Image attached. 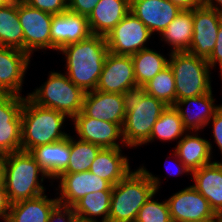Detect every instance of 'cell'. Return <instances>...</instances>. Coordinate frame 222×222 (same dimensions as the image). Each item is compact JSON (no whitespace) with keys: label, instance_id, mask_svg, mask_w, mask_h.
Wrapping results in <instances>:
<instances>
[{"label":"cell","instance_id":"21","mask_svg":"<svg viewBox=\"0 0 222 222\" xmlns=\"http://www.w3.org/2000/svg\"><path fill=\"white\" fill-rule=\"evenodd\" d=\"M212 92L213 91H210L205 95L178 100L174 104L175 109L182 119L183 126L187 131H201V129L203 130L210 124L216 110L221 106L214 103L215 99H213ZM192 105L198 106L199 110H190ZM183 106H186V109H183Z\"/></svg>","mask_w":222,"mask_h":222},{"label":"cell","instance_id":"29","mask_svg":"<svg viewBox=\"0 0 222 222\" xmlns=\"http://www.w3.org/2000/svg\"><path fill=\"white\" fill-rule=\"evenodd\" d=\"M138 86H144L169 65V59L155 49L145 48L131 55Z\"/></svg>","mask_w":222,"mask_h":222},{"label":"cell","instance_id":"37","mask_svg":"<svg viewBox=\"0 0 222 222\" xmlns=\"http://www.w3.org/2000/svg\"><path fill=\"white\" fill-rule=\"evenodd\" d=\"M100 0H68V11L89 17Z\"/></svg>","mask_w":222,"mask_h":222},{"label":"cell","instance_id":"33","mask_svg":"<svg viewBox=\"0 0 222 222\" xmlns=\"http://www.w3.org/2000/svg\"><path fill=\"white\" fill-rule=\"evenodd\" d=\"M144 88L148 95L159 99L167 106H174L176 103L175 77L169 65L146 83Z\"/></svg>","mask_w":222,"mask_h":222},{"label":"cell","instance_id":"12","mask_svg":"<svg viewBox=\"0 0 222 222\" xmlns=\"http://www.w3.org/2000/svg\"><path fill=\"white\" fill-rule=\"evenodd\" d=\"M172 222H197L222 219L211 209L209 202L192 186L166 199Z\"/></svg>","mask_w":222,"mask_h":222},{"label":"cell","instance_id":"38","mask_svg":"<svg viewBox=\"0 0 222 222\" xmlns=\"http://www.w3.org/2000/svg\"><path fill=\"white\" fill-rule=\"evenodd\" d=\"M207 62L212 70L216 67L217 64L219 65L220 68L219 72H221L220 76L222 78V23L218 30L217 41L214 50L207 59Z\"/></svg>","mask_w":222,"mask_h":222},{"label":"cell","instance_id":"31","mask_svg":"<svg viewBox=\"0 0 222 222\" xmlns=\"http://www.w3.org/2000/svg\"><path fill=\"white\" fill-rule=\"evenodd\" d=\"M186 132L178 111L174 106H167L155 122L150 138L143 145L152 143L156 139L162 142L174 141L182 138Z\"/></svg>","mask_w":222,"mask_h":222},{"label":"cell","instance_id":"2","mask_svg":"<svg viewBox=\"0 0 222 222\" xmlns=\"http://www.w3.org/2000/svg\"><path fill=\"white\" fill-rule=\"evenodd\" d=\"M162 183L143 166L113 186L108 222H135L140 208Z\"/></svg>","mask_w":222,"mask_h":222},{"label":"cell","instance_id":"46","mask_svg":"<svg viewBox=\"0 0 222 222\" xmlns=\"http://www.w3.org/2000/svg\"><path fill=\"white\" fill-rule=\"evenodd\" d=\"M222 219H209L204 221H197V222H220Z\"/></svg>","mask_w":222,"mask_h":222},{"label":"cell","instance_id":"16","mask_svg":"<svg viewBox=\"0 0 222 222\" xmlns=\"http://www.w3.org/2000/svg\"><path fill=\"white\" fill-rule=\"evenodd\" d=\"M31 57L23 50L0 46V93L22 96Z\"/></svg>","mask_w":222,"mask_h":222},{"label":"cell","instance_id":"8","mask_svg":"<svg viewBox=\"0 0 222 222\" xmlns=\"http://www.w3.org/2000/svg\"><path fill=\"white\" fill-rule=\"evenodd\" d=\"M17 12L24 34V51L32 57L35 51L51 49V21L53 14L17 1Z\"/></svg>","mask_w":222,"mask_h":222},{"label":"cell","instance_id":"20","mask_svg":"<svg viewBox=\"0 0 222 222\" xmlns=\"http://www.w3.org/2000/svg\"><path fill=\"white\" fill-rule=\"evenodd\" d=\"M190 175L195 183L192 186L209 202L215 214L222 217V161L214 160Z\"/></svg>","mask_w":222,"mask_h":222},{"label":"cell","instance_id":"3","mask_svg":"<svg viewBox=\"0 0 222 222\" xmlns=\"http://www.w3.org/2000/svg\"><path fill=\"white\" fill-rule=\"evenodd\" d=\"M122 95L126 112L122 126L123 141L128 148H136L150 138L155 122L167 105L148 95L144 86L137 85Z\"/></svg>","mask_w":222,"mask_h":222},{"label":"cell","instance_id":"40","mask_svg":"<svg viewBox=\"0 0 222 222\" xmlns=\"http://www.w3.org/2000/svg\"><path fill=\"white\" fill-rule=\"evenodd\" d=\"M11 204L5 186L2 184L0 186V218L4 222L8 220Z\"/></svg>","mask_w":222,"mask_h":222},{"label":"cell","instance_id":"35","mask_svg":"<svg viewBox=\"0 0 222 222\" xmlns=\"http://www.w3.org/2000/svg\"><path fill=\"white\" fill-rule=\"evenodd\" d=\"M30 7L53 15L68 11V0H24Z\"/></svg>","mask_w":222,"mask_h":222},{"label":"cell","instance_id":"7","mask_svg":"<svg viewBox=\"0 0 222 222\" xmlns=\"http://www.w3.org/2000/svg\"><path fill=\"white\" fill-rule=\"evenodd\" d=\"M48 75L47 81L27 96L37 105L57 110L72 119L83 109L85 92L66 74L51 71Z\"/></svg>","mask_w":222,"mask_h":222},{"label":"cell","instance_id":"30","mask_svg":"<svg viewBox=\"0 0 222 222\" xmlns=\"http://www.w3.org/2000/svg\"><path fill=\"white\" fill-rule=\"evenodd\" d=\"M0 46L24 51V34L17 12V1L0 7Z\"/></svg>","mask_w":222,"mask_h":222},{"label":"cell","instance_id":"36","mask_svg":"<svg viewBox=\"0 0 222 222\" xmlns=\"http://www.w3.org/2000/svg\"><path fill=\"white\" fill-rule=\"evenodd\" d=\"M48 222H78L73 206L57 204L50 212Z\"/></svg>","mask_w":222,"mask_h":222},{"label":"cell","instance_id":"32","mask_svg":"<svg viewBox=\"0 0 222 222\" xmlns=\"http://www.w3.org/2000/svg\"><path fill=\"white\" fill-rule=\"evenodd\" d=\"M70 135V159L67 168L62 173H80L89 171L102 147L90 142L75 139Z\"/></svg>","mask_w":222,"mask_h":222},{"label":"cell","instance_id":"42","mask_svg":"<svg viewBox=\"0 0 222 222\" xmlns=\"http://www.w3.org/2000/svg\"><path fill=\"white\" fill-rule=\"evenodd\" d=\"M172 155H174V159H176L177 160V163H179V164H177V166H176V169H177V171L175 172H173L172 170H171V172H170V169L171 168H169V174L171 175H176V176H178V175H183L184 173L185 174H191V171L184 165V163L178 158V156H177V154L173 151V154ZM166 164V163H165ZM167 165V164H166ZM168 166V165H167ZM166 166V167H167ZM170 166V165H169ZM179 166V167H178ZM167 169V168H166ZM168 171V170H167Z\"/></svg>","mask_w":222,"mask_h":222},{"label":"cell","instance_id":"13","mask_svg":"<svg viewBox=\"0 0 222 222\" xmlns=\"http://www.w3.org/2000/svg\"><path fill=\"white\" fill-rule=\"evenodd\" d=\"M137 86L131 55L107 53L96 90L105 93L123 94Z\"/></svg>","mask_w":222,"mask_h":222},{"label":"cell","instance_id":"19","mask_svg":"<svg viewBox=\"0 0 222 222\" xmlns=\"http://www.w3.org/2000/svg\"><path fill=\"white\" fill-rule=\"evenodd\" d=\"M82 111L88 117L116 123L121 128L126 114L122 94L105 93L97 90L85 93Z\"/></svg>","mask_w":222,"mask_h":222},{"label":"cell","instance_id":"44","mask_svg":"<svg viewBox=\"0 0 222 222\" xmlns=\"http://www.w3.org/2000/svg\"><path fill=\"white\" fill-rule=\"evenodd\" d=\"M3 184V164L2 158L0 156V186Z\"/></svg>","mask_w":222,"mask_h":222},{"label":"cell","instance_id":"17","mask_svg":"<svg viewBox=\"0 0 222 222\" xmlns=\"http://www.w3.org/2000/svg\"><path fill=\"white\" fill-rule=\"evenodd\" d=\"M182 10L169 0H130V12L151 32L161 35Z\"/></svg>","mask_w":222,"mask_h":222},{"label":"cell","instance_id":"41","mask_svg":"<svg viewBox=\"0 0 222 222\" xmlns=\"http://www.w3.org/2000/svg\"><path fill=\"white\" fill-rule=\"evenodd\" d=\"M181 10H192L203 4V0H169Z\"/></svg>","mask_w":222,"mask_h":222},{"label":"cell","instance_id":"39","mask_svg":"<svg viewBox=\"0 0 222 222\" xmlns=\"http://www.w3.org/2000/svg\"><path fill=\"white\" fill-rule=\"evenodd\" d=\"M211 120L214 142L217 144L220 153L222 154V104L216 110Z\"/></svg>","mask_w":222,"mask_h":222},{"label":"cell","instance_id":"25","mask_svg":"<svg viewBox=\"0 0 222 222\" xmlns=\"http://www.w3.org/2000/svg\"><path fill=\"white\" fill-rule=\"evenodd\" d=\"M121 149L122 147L102 148L92 162L89 171L114 186L132 171L129 159L122 154Z\"/></svg>","mask_w":222,"mask_h":222},{"label":"cell","instance_id":"1","mask_svg":"<svg viewBox=\"0 0 222 222\" xmlns=\"http://www.w3.org/2000/svg\"><path fill=\"white\" fill-rule=\"evenodd\" d=\"M66 58V75L85 93L96 90L107 56L105 36L91 34L77 43L64 46L60 51Z\"/></svg>","mask_w":222,"mask_h":222},{"label":"cell","instance_id":"10","mask_svg":"<svg viewBox=\"0 0 222 222\" xmlns=\"http://www.w3.org/2000/svg\"><path fill=\"white\" fill-rule=\"evenodd\" d=\"M24 95L0 93V156L21 150Z\"/></svg>","mask_w":222,"mask_h":222},{"label":"cell","instance_id":"4","mask_svg":"<svg viewBox=\"0 0 222 222\" xmlns=\"http://www.w3.org/2000/svg\"><path fill=\"white\" fill-rule=\"evenodd\" d=\"M1 158L3 185L11 203L45 194L46 187L42 183L49 177L30 152L20 150L3 155Z\"/></svg>","mask_w":222,"mask_h":222},{"label":"cell","instance_id":"15","mask_svg":"<svg viewBox=\"0 0 222 222\" xmlns=\"http://www.w3.org/2000/svg\"><path fill=\"white\" fill-rule=\"evenodd\" d=\"M70 120L74 122L77 138L82 141L96 144L102 148L126 146L122 137V128L116 123L88 117L83 111ZM117 140L120 142L118 143Z\"/></svg>","mask_w":222,"mask_h":222},{"label":"cell","instance_id":"22","mask_svg":"<svg viewBox=\"0 0 222 222\" xmlns=\"http://www.w3.org/2000/svg\"><path fill=\"white\" fill-rule=\"evenodd\" d=\"M175 146L174 152L191 172L213 162L211 141L199 137L197 131H187Z\"/></svg>","mask_w":222,"mask_h":222},{"label":"cell","instance_id":"11","mask_svg":"<svg viewBox=\"0 0 222 222\" xmlns=\"http://www.w3.org/2000/svg\"><path fill=\"white\" fill-rule=\"evenodd\" d=\"M222 14L204 3L193 9V37L189 53L208 59L214 50Z\"/></svg>","mask_w":222,"mask_h":222},{"label":"cell","instance_id":"14","mask_svg":"<svg viewBox=\"0 0 222 222\" xmlns=\"http://www.w3.org/2000/svg\"><path fill=\"white\" fill-rule=\"evenodd\" d=\"M55 180H60L57 192L59 204L73 206L79 199L90 192L112 191L113 186L105 179L84 171L80 173H61ZM59 193V194H58Z\"/></svg>","mask_w":222,"mask_h":222},{"label":"cell","instance_id":"28","mask_svg":"<svg viewBox=\"0 0 222 222\" xmlns=\"http://www.w3.org/2000/svg\"><path fill=\"white\" fill-rule=\"evenodd\" d=\"M112 191L90 192L79 199L74 211L81 222H108ZM96 217H102L100 221Z\"/></svg>","mask_w":222,"mask_h":222},{"label":"cell","instance_id":"27","mask_svg":"<svg viewBox=\"0 0 222 222\" xmlns=\"http://www.w3.org/2000/svg\"><path fill=\"white\" fill-rule=\"evenodd\" d=\"M193 9L182 10L160 35L171 53L188 52L193 37Z\"/></svg>","mask_w":222,"mask_h":222},{"label":"cell","instance_id":"18","mask_svg":"<svg viewBox=\"0 0 222 222\" xmlns=\"http://www.w3.org/2000/svg\"><path fill=\"white\" fill-rule=\"evenodd\" d=\"M91 34L87 17L70 11L55 14L51 21V50L60 51L64 46L77 43Z\"/></svg>","mask_w":222,"mask_h":222},{"label":"cell","instance_id":"23","mask_svg":"<svg viewBox=\"0 0 222 222\" xmlns=\"http://www.w3.org/2000/svg\"><path fill=\"white\" fill-rule=\"evenodd\" d=\"M129 12L130 0H100L88 17L91 33L106 36Z\"/></svg>","mask_w":222,"mask_h":222},{"label":"cell","instance_id":"26","mask_svg":"<svg viewBox=\"0 0 222 222\" xmlns=\"http://www.w3.org/2000/svg\"><path fill=\"white\" fill-rule=\"evenodd\" d=\"M58 203L57 197L48 198L45 194L12 203L7 222H48L50 212Z\"/></svg>","mask_w":222,"mask_h":222},{"label":"cell","instance_id":"9","mask_svg":"<svg viewBox=\"0 0 222 222\" xmlns=\"http://www.w3.org/2000/svg\"><path fill=\"white\" fill-rule=\"evenodd\" d=\"M152 34L149 29L129 12L106 36L109 52L116 55H133L148 48Z\"/></svg>","mask_w":222,"mask_h":222},{"label":"cell","instance_id":"43","mask_svg":"<svg viewBox=\"0 0 222 222\" xmlns=\"http://www.w3.org/2000/svg\"><path fill=\"white\" fill-rule=\"evenodd\" d=\"M203 3L207 7L215 9L222 14V0H203Z\"/></svg>","mask_w":222,"mask_h":222},{"label":"cell","instance_id":"6","mask_svg":"<svg viewBox=\"0 0 222 222\" xmlns=\"http://www.w3.org/2000/svg\"><path fill=\"white\" fill-rule=\"evenodd\" d=\"M168 56L175 77L176 102L212 91L211 68L206 59L189 52H170Z\"/></svg>","mask_w":222,"mask_h":222},{"label":"cell","instance_id":"5","mask_svg":"<svg viewBox=\"0 0 222 222\" xmlns=\"http://www.w3.org/2000/svg\"><path fill=\"white\" fill-rule=\"evenodd\" d=\"M66 117L57 110L37 105L28 96L24 97L21 111V150L30 152L37 146L68 137L69 133L63 130Z\"/></svg>","mask_w":222,"mask_h":222},{"label":"cell","instance_id":"45","mask_svg":"<svg viewBox=\"0 0 222 222\" xmlns=\"http://www.w3.org/2000/svg\"><path fill=\"white\" fill-rule=\"evenodd\" d=\"M12 0H0V7H3L5 5H7L8 3H10Z\"/></svg>","mask_w":222,"mask_h":222},{"label":"cell","instance_id":"34","mask_svg":"<svg viewBox=\"0 0 222 222\" xmlns=\"http://www.w3.org/2000/svg\"><path fill=\"white\" fill-rule=\"evenodd\" d=\"M156 193L140 208L135 222H172L167 200H154Z\"/></svg>","mask_w":222,"mask_h":222},{"label":"cell","instance_id":"24","mask_svg":"<svg viewBox=\"0 0 222 222\" xmlns=\"http://www.w3.org/2000/svg\"><path fill=\"white\" fill-rule=\"evenodd\" d=\"M30 153L49 177V180L54 182L53 179L55 180L67 168L69 163L70 134L61 141L37 146Z\"/></svg>","mask_w":222,"mask_h":222}]
</instances>
